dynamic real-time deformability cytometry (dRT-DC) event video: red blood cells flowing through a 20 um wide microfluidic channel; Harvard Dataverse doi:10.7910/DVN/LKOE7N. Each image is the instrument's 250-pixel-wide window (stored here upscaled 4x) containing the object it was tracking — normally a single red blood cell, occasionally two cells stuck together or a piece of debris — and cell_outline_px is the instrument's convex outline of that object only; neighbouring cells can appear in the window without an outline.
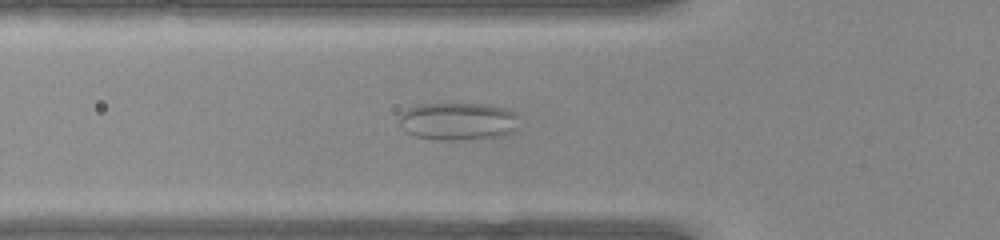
{"species": "common noctule bat (a hibernating species)", "species_latin": "Nyctalus noctula", "temperature_condition": "warm", "stored_images_in_passage": 51, "camera_frame_rate_fps": 3000, "um_per_image_px": 0.085, "animal": {"sex": "female", "body_mass_g": 22.0, "forearm_length_mm": 56.7}, "frame": {"image": 1, "passage_image": 17, "time_ms": 5.333, "image_size_px": [1000, 240], "cell_outline_px": [[520, 116], [512, 132], [492, 136], [464, 140], [436, 140], [412, 136], [404, 132], [400, 128], [400, 112], [408, 108], [420, 104], [492, 104], [512, 108], [520, 112]], "centroid_in_image_um": [38.93, 10.29], "position_along_channel_um": 86.9, "area_um2": 26.88}}
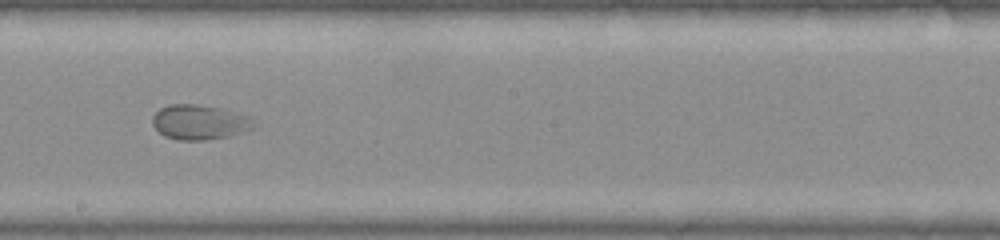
{"frame": {"image": 2, "passage_image": 28, "time_ms": 9.0, "image_size_px": [1000, 240], "cell_outline_px": [[260, 124], [256, 128], [244, 132], [228, 136], [208, 140], [176, 140], [164, 136], [152, 124], [152, 116], [160, 108], [168, 104], [196, 104], [216, 108], [252, 116]], "centroid_in_image_um": [17.02, 10.4], "position_along_channel_um": 231.2, "area_um2": 20.92}}
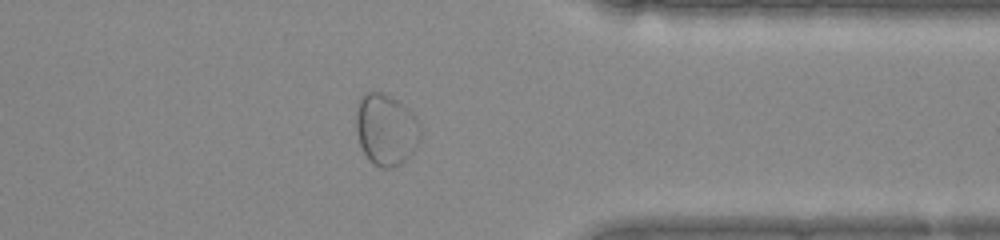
{"frame": {"image": 3, "passage_image": 40, "time_ms": 13.0, "image_size_px": [1000, 240], "cell_outline_px": [[420, 140], [412, 152], [400, 164], [392, 168], [380, 168], [372, 164], [364, 152], [360, 144], [356, 132], [356, 112], [360, 96], [364, 92], [380, 92], [396, 100], [408, 108], [416, 116], [420, 124]], "centroid_in_image_um": [32.8, 11.01], "position_along_channel_um": 378.6, "area_um2": 26.88}}